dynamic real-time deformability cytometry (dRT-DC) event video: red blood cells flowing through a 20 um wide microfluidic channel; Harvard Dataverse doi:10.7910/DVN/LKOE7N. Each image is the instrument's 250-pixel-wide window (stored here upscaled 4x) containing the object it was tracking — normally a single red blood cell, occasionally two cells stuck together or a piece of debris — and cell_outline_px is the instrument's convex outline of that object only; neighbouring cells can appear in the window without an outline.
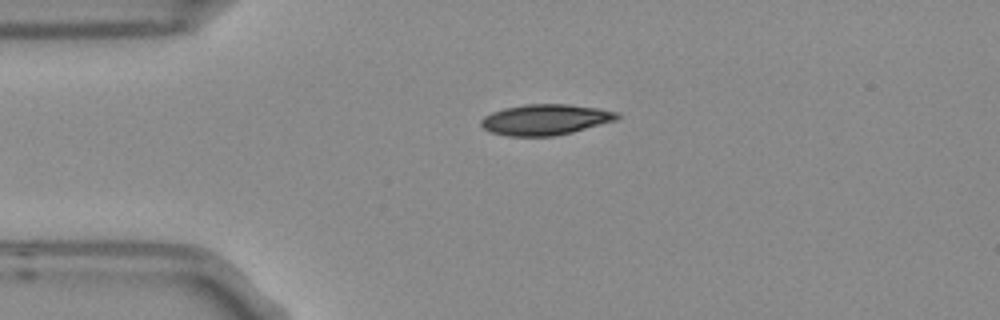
{"species": "Egyptian fruit bat (a non-hibernating species)", "species_latin": "Rousettus aegyptiacus", "temperature_condition": "room temperature", "stored_images_in_passage": 5, "camera_frame_rate_fps": 3000, "um_per_image_px": 0.085, "frame": {"image": 1, "passage_image": 5, "time_ms": 1.333, "image_size_px": [1000, 320], "cell_outline_px": [[620, 116], [616, 120], [572, 132], [552, 136], [508, 136], [492, 132], [484, 128], [480, 124], [480, 120], [484, 116], [492, 112], [504, 108], [524, 104], [568, 104], [600, 108], [620, 112]], "centroid_in_image_um": [46.37, 10.15], "position_along_channel_um": 38.6, "area_um2": 24.39}}